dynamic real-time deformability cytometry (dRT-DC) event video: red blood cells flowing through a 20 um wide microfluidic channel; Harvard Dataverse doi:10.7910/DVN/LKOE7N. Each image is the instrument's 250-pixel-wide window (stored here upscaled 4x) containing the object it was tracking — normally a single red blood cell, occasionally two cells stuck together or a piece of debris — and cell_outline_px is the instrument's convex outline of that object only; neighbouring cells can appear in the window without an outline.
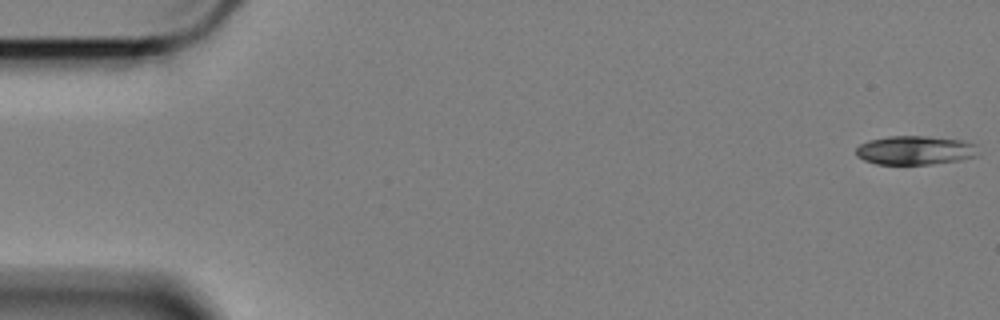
{"species": "Egyptian fruit bat (a non-hibernating species)", "species_latin": "Rousettus aegyptiacus", "temperature_condition": "cold", "stored_images_in_passage": 53, "camera_frame_rate_fps": 3000, "um_per_image_px": 0.085, "animal": {"sex": "female"}, "frame": {"image": 1, "passage_image": 1, "time_ms": 0.0, "image_size_px": [1000, 320], "cell_outline_px": [[976, 156], [960, 160], [932, 164], [876, 164], [864, 160], [856, 156], [856, 148], [860, 144], [868, 140], [888, 136], [928, 136], [964, 140], [976, 144]], "centroid_in_image_um": [77.77, 12.76], "position_along_channel_um": 7.2, "area_um2": 20.69}}
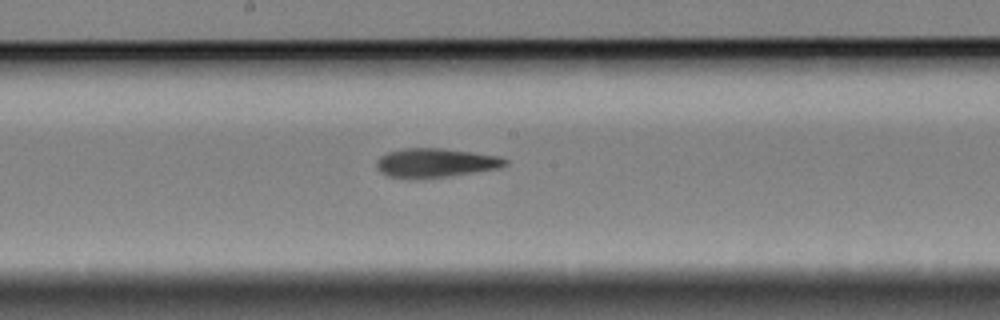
{"frame": {"image": 2, "passage_image": 30, "time_ms": 9.667, "image_size_px": [1000, 320], "cell_outline_px": [[508, 164], [500, 168], [448, 176], [388, 176], [380, 172], [376, 168], [376, 160], [380, 156], [388, 152], [404, 148], [444, 148], [500, 156], [508, 160]], "centroid_in_image_um": [37.06, 13.8], "position_along_channel_um": 211.1, "area_um2": 21.27}}
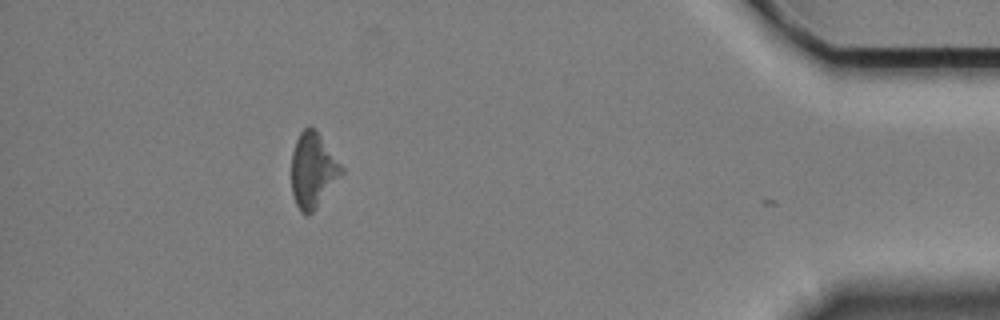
{"frame": {"image": 3, "passage_image": 52, "time_ms": 17.0, "image_size_px": [1000, 320], "cell_outline_px": [[344, 172], [316, 208], [308, 216], [304, 216], [300, 212], [292, 196], [292, 152], [296, 140], [300, 132], [308, 124], [316, 128], [344, 168]], "centroid_in_image_um": [26.6, 14.45], "position_along_channel_um": 408.6, "area_um2": 22.14}, "authors_computed_cell_mechanics": {"area_um2": 21.5594, "velocity_mm_per_s": 3.411, "shape_relaxation_time_tau1_ms": 9.3305, "shape_relaxation_time_tau2_ms": 3.4803, "deformation_change_tau1": 0.1906, "deformation_change_tau2": 0.1349}}